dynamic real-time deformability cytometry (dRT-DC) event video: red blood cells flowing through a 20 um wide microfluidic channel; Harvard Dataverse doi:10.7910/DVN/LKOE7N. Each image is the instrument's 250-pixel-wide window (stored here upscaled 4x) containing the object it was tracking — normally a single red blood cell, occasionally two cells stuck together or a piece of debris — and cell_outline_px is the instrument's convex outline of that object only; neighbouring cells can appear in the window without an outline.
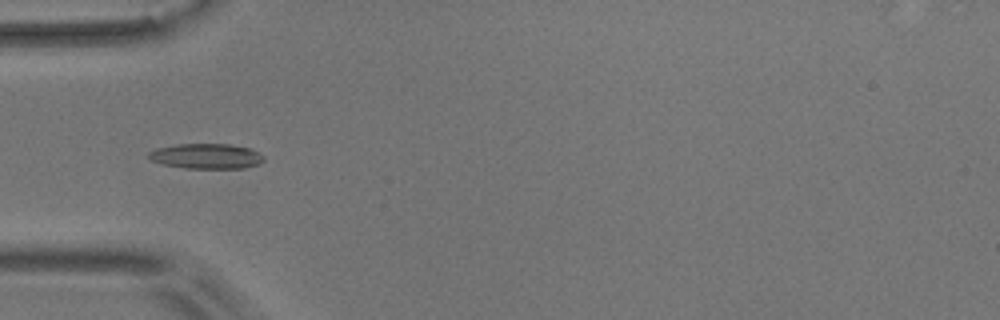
{"species": "common noctule bat (a hibernating species)", "species_latin": "Nyctalus noctula", "temperature_condition": "room temperature", "stored_images_in_passage": 33, "camera_frame_rate_fps": 3000, "um_per_image_px": 0.085, "animal": {"sex": "male", "body_mass_g": 17.9}, "frame": {"image": 1, "passage_image": 7, "time_ms": 2.0, "image_size_px": [1000, 320], "cell_outline_px": [[264, 160], [260, 164], [244, 168], [184, 168], [160, 164], [152, 160], [148, 156], [148, 152], [156, 148], [176, 144], [232, 144], [252, 148], [264, 156]], "centroid_in_image_um": [17.56, 13.27], "position_along_channel_um": 67.4, "area_um2": 17.11}}
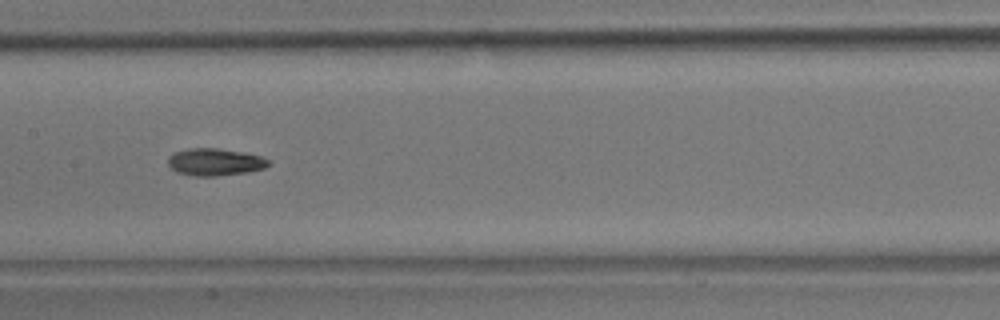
{"frame": {"image": 2, "passage_image": 17, "time_ms": 5.333, "image_size_px": [1000, 320], "cell_outline_px": [[272, 164], [264, 168], [248, 172], [216, 176], [192, 176], [176, 172], [168, 164], [168, 156], [176, 152], [188, 148], [216, 148], [244, 152], [260, 156], [268, 160]], "centroid_in_image_um": [18.27, 13.77], "position_along_channel_um": 189.1, "area_um2": 16.01}}
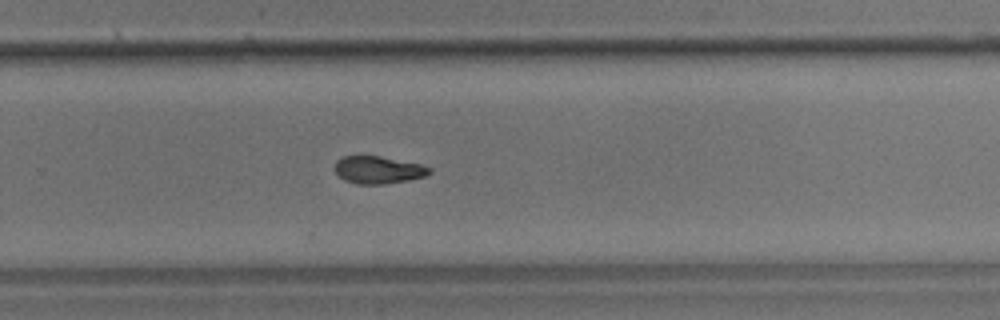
{"frame": {"image": 3, "passage_image": 26, "time_ms": 8.333, "image_size_px": [1000, 320], "cell_outline_px": [[432, 172], [424, 176], [408, 180], [384, 184], [356, 184], [344, 180], [336, 172], [336, 160], [344, 156], [380, 156], [420, 164], [432, 168]], "centroid_in_image_um": [32.16, 14.44], "position_along_channel_um": 297.6, "area_um2": 15.03}, "authors_computed_cell_mechanics": {"area_um2": 15.7794, "velocity_mm_per_s": 3.6324, "shape_relaxation_time_tau1_ms": null, "shape_relaxation_time_tau2_ms": 2.7976, "deformation_change_tau1": null, "deformation_change_tau2": 0.0697}}